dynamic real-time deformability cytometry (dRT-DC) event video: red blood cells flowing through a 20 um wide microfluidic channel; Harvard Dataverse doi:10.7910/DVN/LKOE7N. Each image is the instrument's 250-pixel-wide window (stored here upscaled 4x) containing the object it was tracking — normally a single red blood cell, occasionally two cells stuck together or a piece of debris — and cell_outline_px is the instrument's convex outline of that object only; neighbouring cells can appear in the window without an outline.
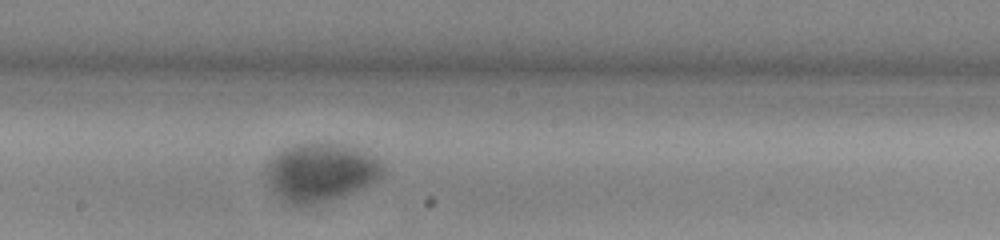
{"species": "common noctule bat (a hibernating species)", "species_latin": "Nyctalus noctula", "temperature_condition": "warm", "stored_images_in_passage": 31, "camera_frame_rate_fps": 3000, "um_per_image_px": 0.085, "animal": {"sex": "male", "body_mass_g": 13.0, "forearm_length_mm": 53.1}, "frame": {"image": 1, "passage_image": 14, "time_ms": 4.333, "image_size_px": [1000, 240], "cell_outline_px": [[384, 172], [376, 180], [352, 192], [328, 200], [312, 204], [288, 204], [272, 188], [264, 168], [272, 156], [284, 148], [296, 144], [344, 144], [368, 152], [380, 160], [384, 164]], "centroid_in_image_um": [27.26, 14.61], "position_along_channel_um": 220.9, "area_um2": 39.07}}
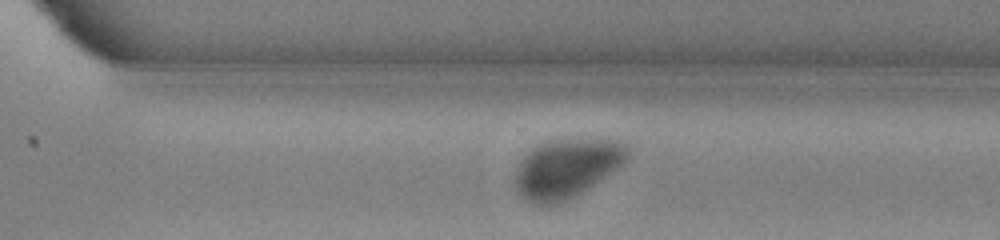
{"frame": {"image": 2, "passage_image": 22, "time_ms": 7.0, "image_size_px": [1000, 240], "cell_outline_px": [[628, 160], [580, 192], [564, 200], [552, 204], [536, 204], [528, 200], [516, 192], [516, 172], [520, 164], [528, 152], [536, 144], [544, 140], [564, 136], [608, 136], [628, 144]], "centroid_in_image_um": [48.22, 14.16], "position_along_channel_um": 322.4, "area_um2": 39.3}}
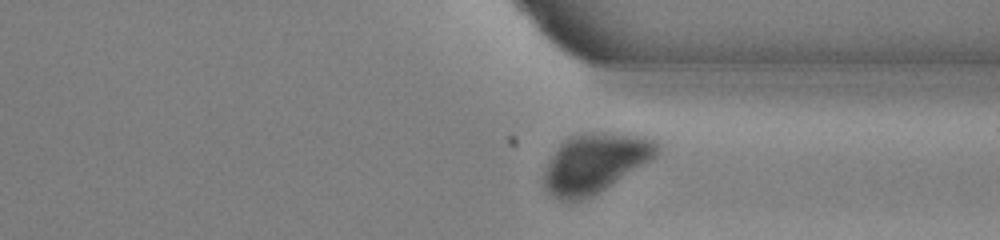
{"frame": {"image": 3, "passage_image": 25, "time_ms": 8.0, "image_size_px": [1000, 240], "cell_outline_px": [[660, 152], [652, 160], [592, 196], [580, 200], [560, 200], [552, 196], [548, 192], [544, 184], [544, 172], [552, 156], [560, 144], [564, 140], [572, 136], [592, 132], [628, 132], [648, 136], [656, 140], [660, 144]], "centroid_in_image_um": [50.66, 13.82], "position_along_channel_um": 360.7, "area_um2": 39.36}}